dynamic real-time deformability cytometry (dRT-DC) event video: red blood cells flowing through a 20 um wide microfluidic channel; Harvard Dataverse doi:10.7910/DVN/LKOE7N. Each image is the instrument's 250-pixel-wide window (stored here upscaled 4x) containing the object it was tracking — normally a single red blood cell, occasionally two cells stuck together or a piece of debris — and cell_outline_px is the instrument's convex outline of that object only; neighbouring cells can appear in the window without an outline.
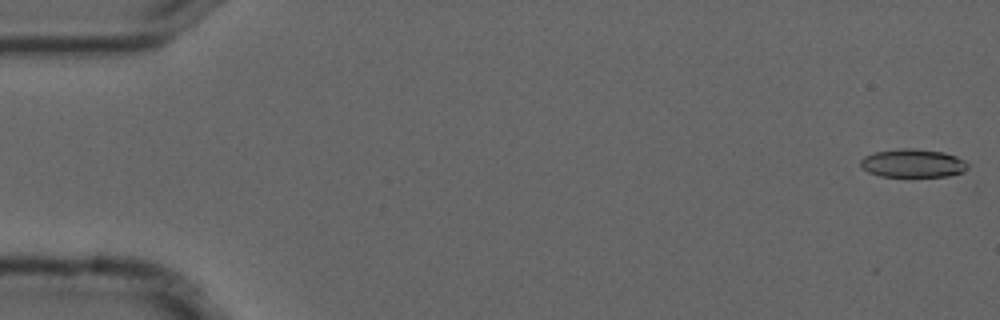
{"species": "common noctule bat (a hibernating species)", "species_latin": "Nyctalus noctula", "temperature_condition": "cold", "stored_images_in_passage": 5, "camera_frame_rate_fps": 3000, "um_per_image_px": 0.085, "animal": {"sex": "male", "forearm_length_mm": 52.5}, "frame": {"image": 1, "passage_image": 1, "time_ms": 0.0, "image_size_px": [1000, 320], "cell_outline_px": [[968, 168], [964, 172], [948, 176], [880, 176], [868, 172], [860, 164], [860, 160], [864, 156], [872, 152], [900, 148], [916, 148], [944, 152], [956, 156], [964, 160], [968, 164]], "centroid_in_image_um": [77.6, 13.86], "position_along_channel_um": 7.4, "area_um2": 17.86}}